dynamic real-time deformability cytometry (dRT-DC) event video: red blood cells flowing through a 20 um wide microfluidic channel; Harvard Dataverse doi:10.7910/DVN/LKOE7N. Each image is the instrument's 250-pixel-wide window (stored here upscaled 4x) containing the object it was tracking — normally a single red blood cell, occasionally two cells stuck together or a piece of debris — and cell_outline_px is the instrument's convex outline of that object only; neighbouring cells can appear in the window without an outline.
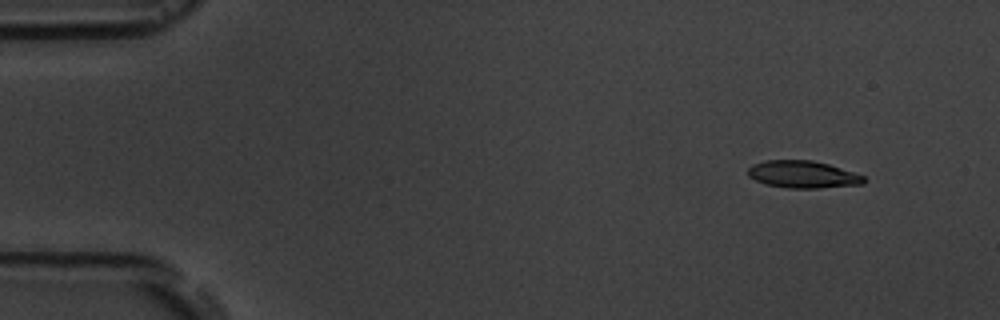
{"species": "common noctule bat (a hibernating species)", "species_latin": "Nyctalus noctula", "temperature_condition": "room temperature", "stored_images_in_passage": 4, "camera_frame_rate_fps": 3000, "um_per_image_px": 0.085, "animal": {"sex": "male", "body_mass_g": 19.5, "forearm_length_mm": 54.6}, "frame": {"image": 1, "passage_image": 1, "time_ms": 0.0, "image_size_px": [1000, 320], "cell_outline_px": [[864, 184], [816, 188], [788, 188], [764, 184], [748, 176], [748, 168], [752, 164], [764, 160], [812, 160], [828, 164], [864, 176]], "centroid_in_image_um": [68.19, 14.82], "position_along_channel_um": 16.8, "area_um2": 18.32}}
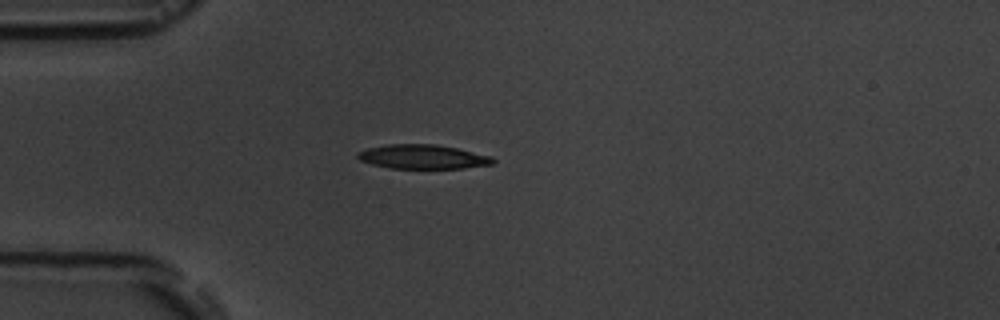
{"frame": {"image": 2, "passage_image": 4, "time_ms": 3.333, "image_size_px": [1000, 320], "cell_outline_px": [[496, 160], [492, 164], [464, 168], [388, 168], [372, 164], [360, 160], [356, 156], [356, 152], [368, 148], [388, 144], [436, 144], [456, 148], [492, 156]], "centroid_in_image_um": [35.92, 13.32], "position_along_channel_um": 49.1, "area_um2": 19.07}}